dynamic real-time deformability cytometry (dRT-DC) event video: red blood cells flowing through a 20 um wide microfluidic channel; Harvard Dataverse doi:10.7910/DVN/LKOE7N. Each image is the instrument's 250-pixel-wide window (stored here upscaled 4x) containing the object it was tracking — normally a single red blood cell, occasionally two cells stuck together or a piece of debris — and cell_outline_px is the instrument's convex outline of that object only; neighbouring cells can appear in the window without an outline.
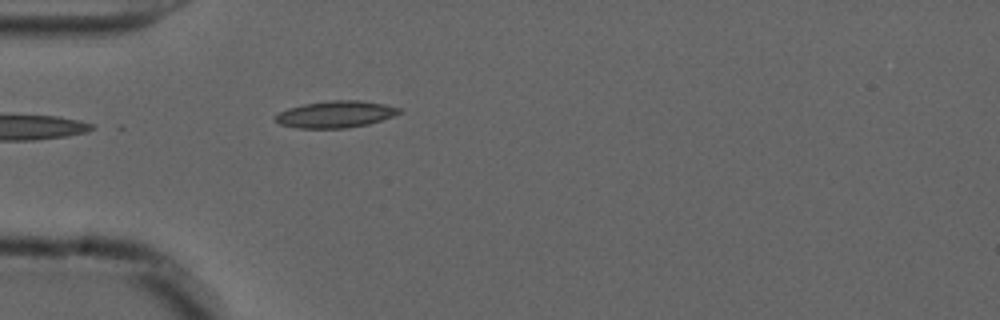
{"species": "common noctule bat (a hibernating species)", "species_latin": "Nyctalus noctula", "temperature_condition": "cold", "stored_images_in_passage": 7, "camera_frame_rate_fps": 3000, "um_per_image_px": 0.085, "animal": {"sex": "male", "forearm_length_mm": 52.5}, "frame": {"image": 1, "passage_image": 1, "time_ms": 0.0, "image_size_px": [1000, 320], "cell_outline_px": [[404, 112], [368, 124], [344, 128], [296, 128], [280, 124], [272, 116], [288, 108], [304, 104], [332, 100], [360, 100], [384, 104], [404, 108]], "centroid_in_image_um": [28.55, 9.71], "position_along_channel_um": 56.5, "area_um2": 19.36}}